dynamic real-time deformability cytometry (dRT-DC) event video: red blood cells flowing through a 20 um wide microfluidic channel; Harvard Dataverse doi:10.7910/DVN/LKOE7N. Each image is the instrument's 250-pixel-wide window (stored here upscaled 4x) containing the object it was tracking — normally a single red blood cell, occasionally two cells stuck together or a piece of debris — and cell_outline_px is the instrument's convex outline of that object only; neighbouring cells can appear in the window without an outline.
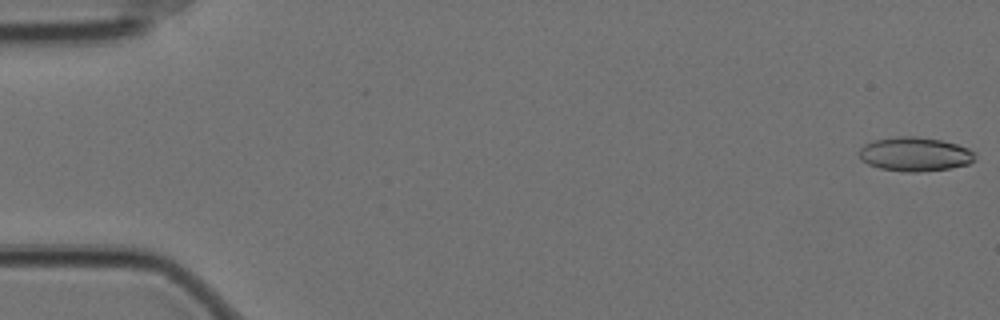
{"species": "Egyptian fruit bat (a non-hibernating species)", "species_latin": "Rousettus aegyptiacus", "temperature_condition": "cold", "stored_images_in_passage": 21, "camera_frame_rate_fps": 3000, "um_per_image_px": 0.085, "animal": {"sex": "female"}, "frame": {"image": 1, "passage_image": 1, "time_ms": 0.0, "image_size_px": [1000, 320], "cell_outline_px": [[976, 160], [968, 164], [948, 168], [916, 172], [904, 172], [880, 168], [868, 164], [860, 160], [860, 148], [864, 144], [872, 140], [900, 136], [916, 136], [940, 140], [956, 144], [968, 148], [976, 152]], "centroid_in_image_um": [77.77, 13.1], "position_along_channel_um": 7.2, "area_um2": 23.06}}
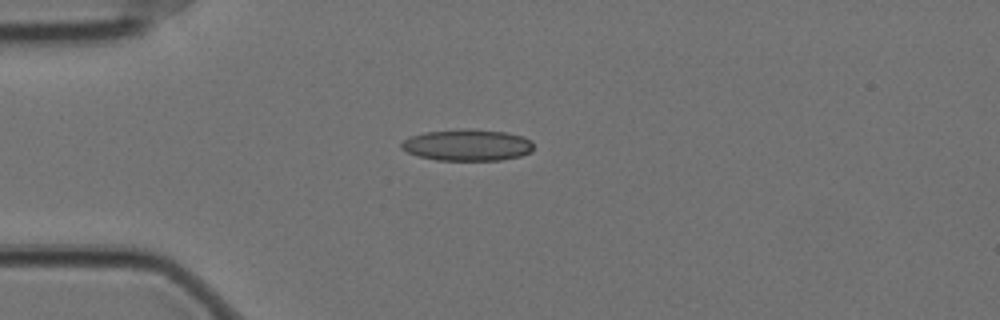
{"frame": {"image": 2, "passage_image": 15, "time_ms": 4.667, "image_size_px": [1000, 320], "cell_outline_px": [[532, 152], [520, 156], [500, 160], [436, 160], [420, 156], [408, 152], [400, 148], [400, 144], [404, 140], [412, 136], [424, 132], [468, 128], [508, 132], [524, 136], [532, 140]], "centroid_in_image_um": [39.76, 12.32], "position_along_channel_um": 45.2, "area_um2": 24.39}}
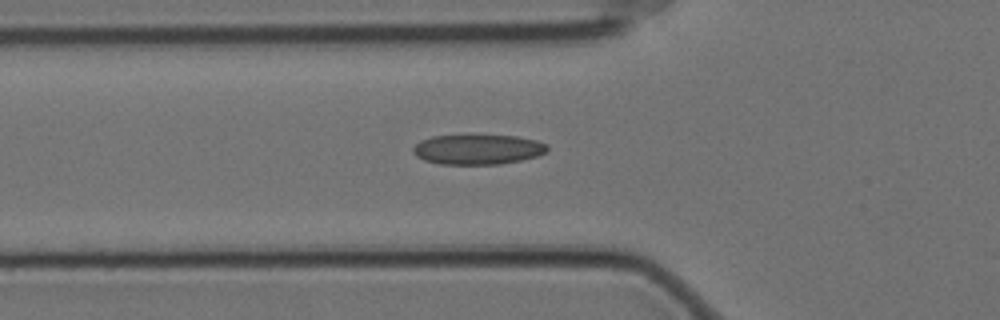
{"frame": {"image": 3, "passage_image": 20, "time_ms": 6.333, "image_size_px": [1000, 320], "cell_outline_px": [[548, 152], [536, 156], [520, 160], [500, 164], [440, 164], [424, 160], [416, 156], [412, 152], [412, 148], [420, 140], [432, 136], [464, 132], [516, 136], [536, 140], [548, 144]], "centroid_in_image_um": [40.58, 12.64], "position_along_channel_um": 85.2, "area_um2": 24.57}}